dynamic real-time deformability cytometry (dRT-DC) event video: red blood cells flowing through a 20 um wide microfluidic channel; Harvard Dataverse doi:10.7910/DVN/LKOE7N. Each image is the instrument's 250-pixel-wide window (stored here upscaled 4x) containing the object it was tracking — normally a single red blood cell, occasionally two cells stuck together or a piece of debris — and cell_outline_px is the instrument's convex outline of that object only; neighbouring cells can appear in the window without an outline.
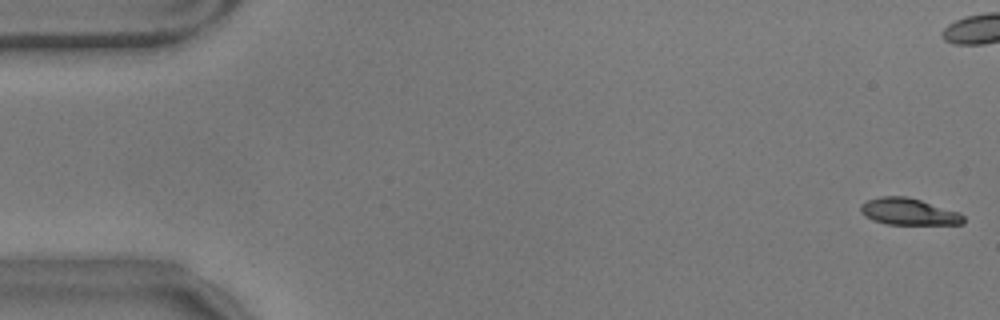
{"species": "common noctule bat (a hibernating species)", "species_latin": "Nyctalus noctula", "temperature_condition": "warm", "stored_images_in_passage": 58, "camera_frame_rate_fps": 3000, "um_per_image_px": 0.085, "animal": {"sex": "male", "body_mass_g": 17.9}, "frame": {"image": 1, "passage_image": 1, "time_ms": 0.0, "image_size_px": [1000, 320], "cell_outline_px": [[964, 224], [888, 224], [872, 220], [864, 216], [860, 212], [860, 204], [868, 200], [880, 196], [908, 196], [960, 212], [964, 216]], "centroid_in_image_um": [77.22, 17.98], "position_along_channel_um": 7.8, "area_um2": 16.13}}
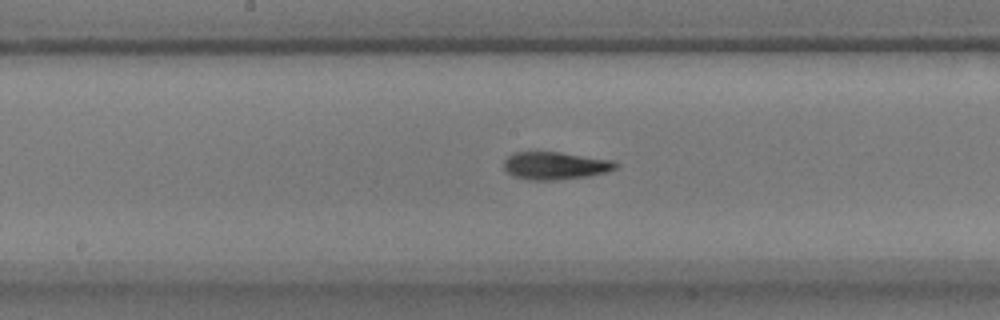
{"frame": {"image": 2, "passage_image": 29, "time_ms": 9.333, "image_size_px": [1000, 320], "cell_outline_px": [[620, 164], [616, 168], [608, 172], [588, 176], [556, 180], [528, 180], [512, 176], [504, 168], [504, 160], [512, 152], [560, 152], [612, 160]], "centroid_in_image_um": [47.19, 14.08], "position_along_channel_um": 201.0, "area_um2": 18.15}}
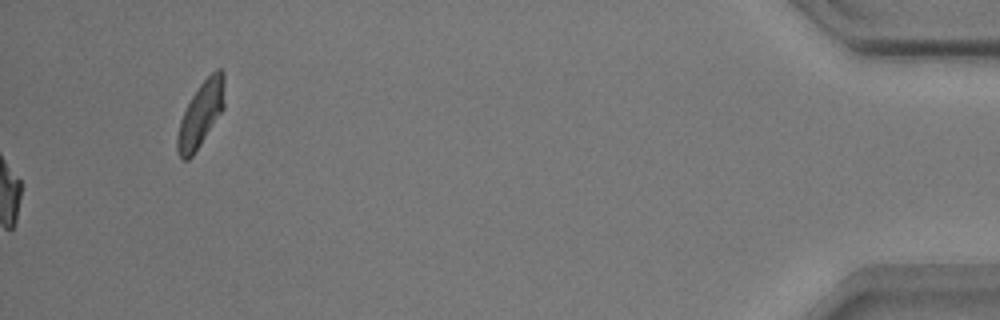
{"frame": {"image": 3, "passage_image": 58, "time_ms": 19.0, "image_size_px": [1000, 320], "cell_outline_px": [[224, 108], [192, 156], [188, 160], [184, 160], [180, 156], [176, 148], [176, 140], [180, 120], [192, 96], [200, 84], [216, 68], [220, 68], [224, 72]], "centroid_in_image_um": [17.07, 9.69], "position_along_channel_um": 418.1, "area_um2": 17.57}, "authors_computed_cell_mechanics": {"area_um2": 17.34, "velocity_mm_per_s": 3.5289, "shape_relaxation_time_tau1_ms": 9.9553, "shape_relaxation_time_tau2_ms": 3.9581, "deformation_change_tau1": 0.2585, "deformation_change_tau2": 0.098}}